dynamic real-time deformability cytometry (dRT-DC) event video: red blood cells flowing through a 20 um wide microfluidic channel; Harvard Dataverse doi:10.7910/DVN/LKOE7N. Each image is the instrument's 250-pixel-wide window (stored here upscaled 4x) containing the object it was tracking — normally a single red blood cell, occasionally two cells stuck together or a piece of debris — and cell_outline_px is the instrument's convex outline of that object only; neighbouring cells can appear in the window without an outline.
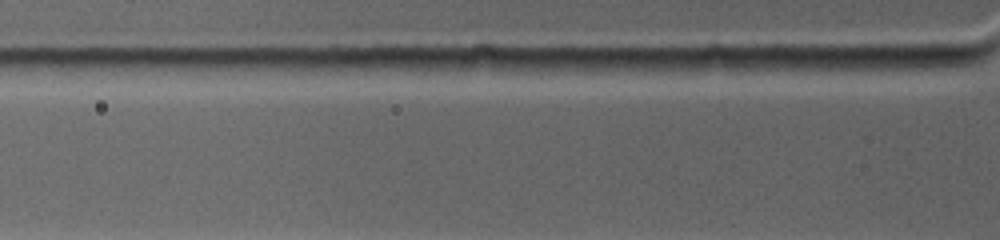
{"species": "common noctule bat (a hibernating species)", "species_latin": "Nyctalus noctula", "temperature_condition": "warm", "stored_images_in_passage": 2, "camera_frame_rate_fps": 4500, "um_per_image_px": 0.085, "animal": {"sex": "female", "body_mass_g": 19.0, "forearm_length_mm": 53.3}, "frame": {"image": 1, "passage_image": 2, "time_ms": 0.222, "image_size_px": [1000, 240], "cell_outline_px": [[972, 60], [968, 64], [932, 72], [892, 76], [804, 68], [812, 56], [964, 56]], "centroid_in_image_um": [75.35, 5.45], "position_along_channel_um": 50.5, "area_um2": 18.21}}